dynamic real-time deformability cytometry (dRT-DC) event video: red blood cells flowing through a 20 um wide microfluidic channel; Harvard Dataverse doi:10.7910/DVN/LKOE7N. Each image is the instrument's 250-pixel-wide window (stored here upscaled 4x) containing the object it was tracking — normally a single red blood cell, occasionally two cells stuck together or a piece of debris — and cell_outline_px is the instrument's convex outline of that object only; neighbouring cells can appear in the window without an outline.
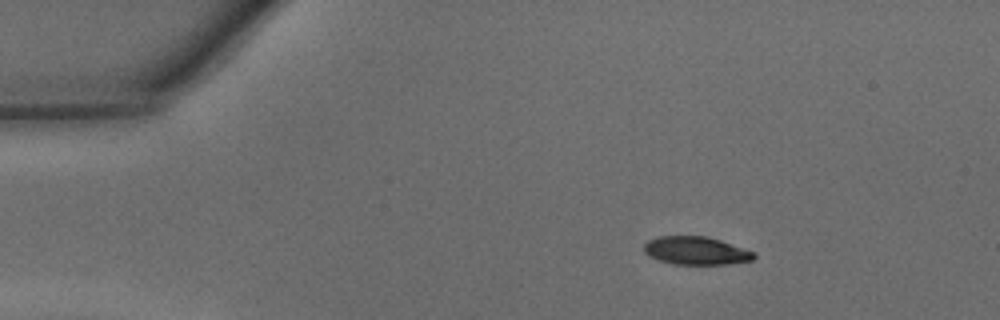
{"species": "common noctule bat (a hibernating species)", "species_latin": "Nyctalus noctula", "temperature_condition": "warm", "stored_images_in_passage": 42, "camera_frame_rate_fps": 3000, "um_per_image_px": 0.085, "animal": {"sex": "male", "body_mass_g": 15.6}, "frame": {"image": 1, "passage_image": 3, "time_ms": 0.667, "image_size_px": [1000, 320], "cell_outline_px": [[756, 256], [752, 260], [728, 264], [672, 264], [648, 256], [644, 252], [644, 244], [648, 240], [660, 236], [708, 236], [756, 252]], "centroid_in_image_um": [59.16, 21.3], "position_along_channel_um": 25.8, "area_um2": 18.03}}
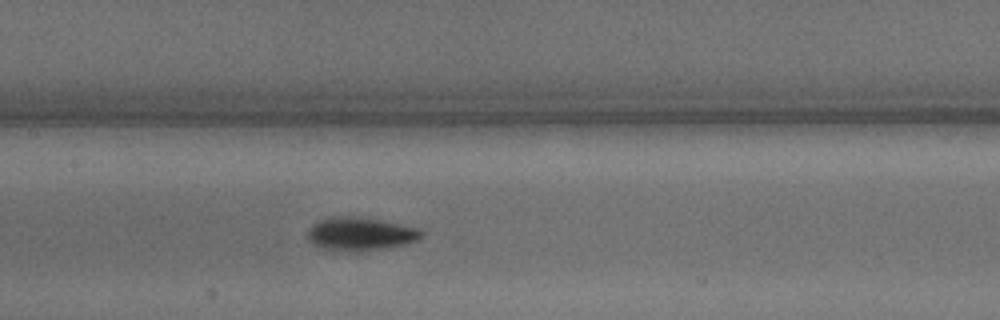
{"frame": {"image": 2, "passage_image": 18, "time_ms": 5.667, "image_size_px": [1000, 320], "cell_outline_px": [[424, 236], [416, 240], [404, 244], [384, 248], [320, 248], [312, 244], [308, 240], [308, 228], [312, 224], [320, 220], [332, 216], [352, 216], [380, 220], [420, 228], [424, 232]], "centroid_in_image_um": [30.64, 19.82], "position_along_channel_um": 176.8, "area_um2": 21.21}}
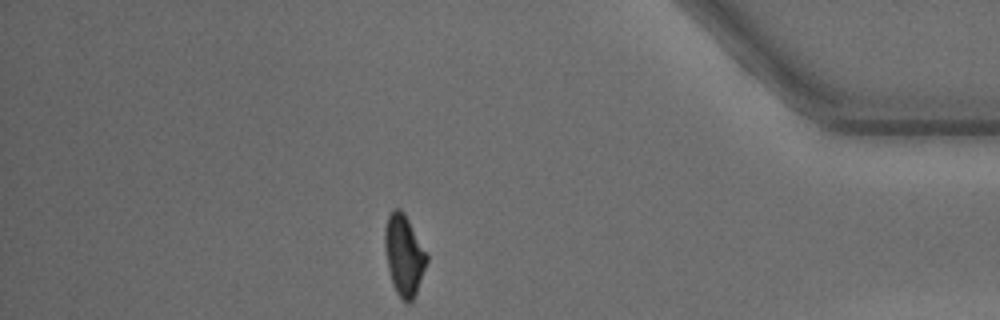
{"frame": {"image": 3, "passage_image": 36, "time_ms": 11.667, "image_size_px": [1000, 320], "cell_outline_px": [[428, 260], [416, 292], [412, 300], [408, 304], [396, 292], [392, 284], [388, 268], [384, 244], [384, 228], [388, 216], [396, 208], [400, 208], [404, 212], [428, 256]], "centroid_in_image_um": [34.32, 21.68], "position_along_channel_um": 400.9, "area_um2": 19.42}, "authors_computed_cell_mechanics": {"area_um2": 19.9988, "velocity_mm_per_s": 4.3574, "shape_relaxation_time_tau1_ms": 2.2689, "shape_relaxation_time_tau2_ms": 1.7565, "deformation_change_tau1": 0.1378, "deformation_change_tau2": 0.073}}